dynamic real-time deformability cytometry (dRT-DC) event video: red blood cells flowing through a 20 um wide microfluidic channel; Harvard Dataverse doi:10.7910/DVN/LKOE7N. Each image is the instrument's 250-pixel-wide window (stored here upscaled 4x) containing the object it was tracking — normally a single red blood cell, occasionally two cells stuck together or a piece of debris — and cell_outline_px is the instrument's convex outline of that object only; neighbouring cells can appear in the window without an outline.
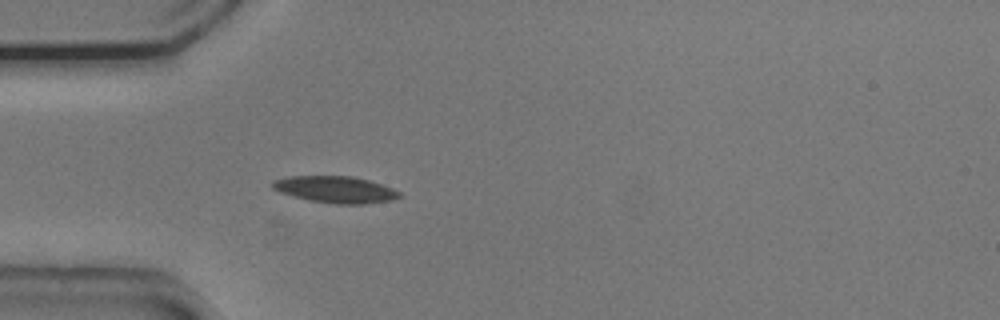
{"species": "common noctule bat (a hibernating species)", "species_latin": "Nyctalus noctula", "temperature_condition": "cold", "stored_images_in_passage": 39, "camera_frame_rate_fps": 3000, "um_per_image_px": 0.085, "animal": {"sex": "male", "body_mass_g": 20.5, "forearm_length_mm": 52.5}, "frame": {"image": 1, "passage_image": 1, "time_ms": 0.0, "image_size_px": [1000, 320], "cell_outline_px": [[404, 196], [392, 200], [364, 204], [336, 204], [312, 200], [280, 192], [272, 188], [272, 180], [288, 176], [352, 176], [368, 180], [392, 188], [400, 192]], "centroid_in_image_um": [28.54, 16.1], "position_along_channel_um": 56.5, "area_um2": 19.59}}
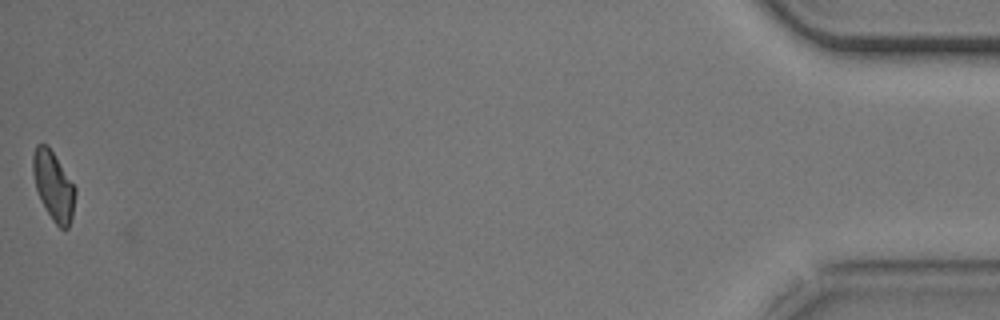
{"frame": {"image": 2, "passage_image": 39, "time_ms": 12.667, "image_size_px": [1000, 320], "cell_outline_px": [[76, 192], [72, 216], [68, 228], [64, 232], [52, 220], [40, 200], [36, 188], [32, 172], [32, 156], [36, 144], [48, 144], [76, 188]], "centroid_in_image_um": [4.54, 15.8], "position_along_channel_um": 430.7, "area_um2": 17.17}, "authors_computed_cell_mechanics": {"area_um2": 17.918, "velocity_mm_per_s": 3.7574, "shape_relaxation_time_tau1_ms": 3.3921, "shape_relaxation_time_tau2_ms": 9.392, "deformation_change_tau1": 0.1075, "deformation_change_tau2": 0.1623}}